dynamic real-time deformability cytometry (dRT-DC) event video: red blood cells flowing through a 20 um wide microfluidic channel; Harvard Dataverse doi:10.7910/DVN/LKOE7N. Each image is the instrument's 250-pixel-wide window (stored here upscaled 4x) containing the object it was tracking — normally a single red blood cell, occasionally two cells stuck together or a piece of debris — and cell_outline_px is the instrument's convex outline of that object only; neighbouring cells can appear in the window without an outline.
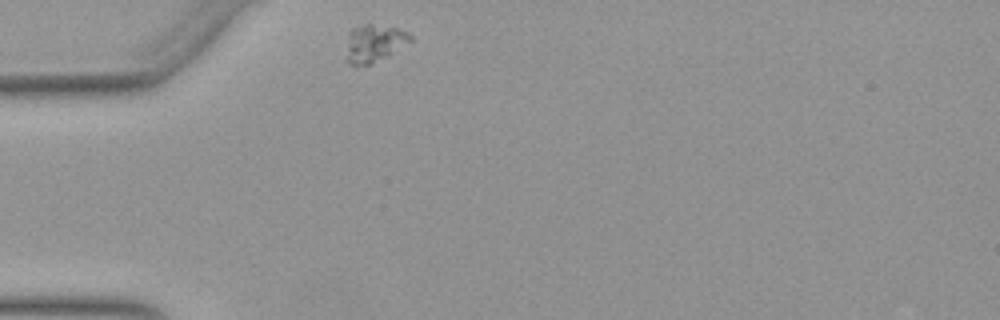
{"species": "Egyptian fruit bat (a non-hibernating species)", "species_latin": "Rousettus aegyptiacus", "temperature_condition": "warm", "stored_images_in_passage": 34, "camera_frame_rate_fps": 3000, "um_per_image_px": 0.085, "animal": {"sex": "female"}, "frame": {"image": 1, "passage_image": 1, "time_ms": 0.0, "image_size_px": [1000, 320], "cell_outline_px": [[412, 40], [388, 56], [368, 64], [348, 64], [344, 60], [348, 36], [356, 28], [364, 24], [372, 24], [396, 28], [408, 32], [412, 36]], "centroid_in_image_um": [31.79, 3.69], "position_along_channel_um": 53.2, "area_um2": 13.81}}
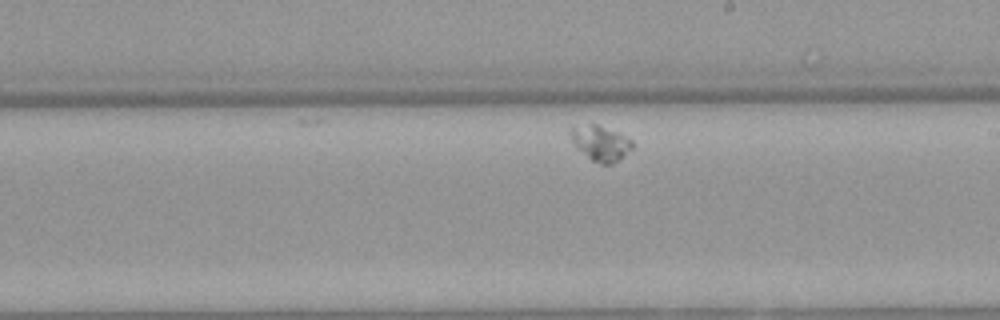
{"frame": {"image": 2, "passage_image": 20, "time_ms": 6.333, "image_size_px": [1000, 320], "cell_outline_px": [[636, 144], [624, 156], [612, 164], [600, 164], [592, 160], [576, 148], [568, 132], [568, 128], [592, 124], [600, 124], [620, 132], [632, 140]], "centroid_in_image_um": [51.07, 12.15], "position_along_channel_um": 237.9, "area_um2": 12.95}}
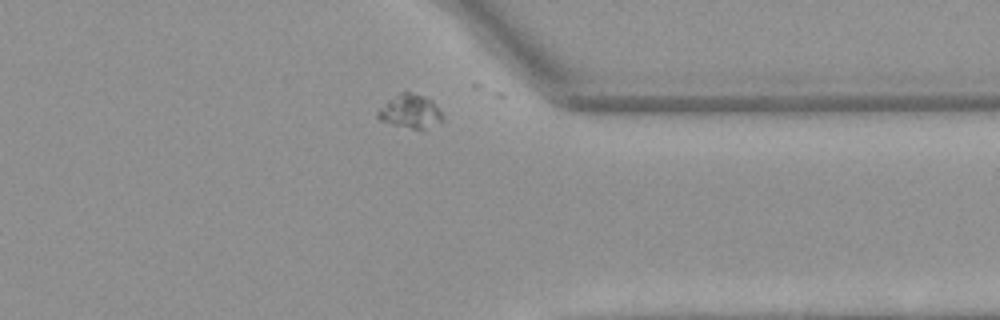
{"frame": {"image": 3, "passage_image": 33, "time_ms": 10.667, "image_size_px": [1000, 320], "cell_outline_px": [[444, 120], [424, 132], [392, 124], [380, 120], [376, 116], [376, 112], [388, 100], [404, 88], [432, 100], [440, 108], [444, 116]], "centroid_in_image_um": [34.92, 9.47], "position_along_channel_um": 376.5, "area_um2": 13.47}}